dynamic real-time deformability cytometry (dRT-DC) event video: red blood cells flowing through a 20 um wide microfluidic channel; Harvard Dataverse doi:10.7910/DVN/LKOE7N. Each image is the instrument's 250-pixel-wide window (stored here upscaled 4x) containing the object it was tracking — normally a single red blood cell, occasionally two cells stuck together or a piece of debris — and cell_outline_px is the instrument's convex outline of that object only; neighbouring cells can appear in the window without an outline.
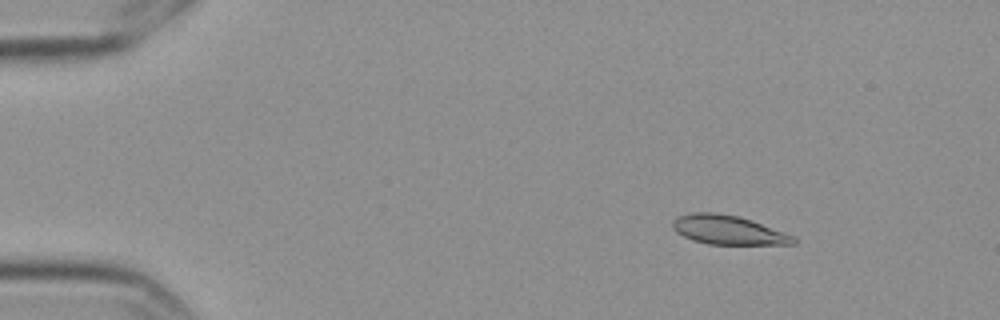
{"species": "Egyptian fruit bat (a non-hibernating species)", "species_latin": "Rousettus aegyptiacus", "temperature_condition": "cold", "stored_images_in_passage": 4, "camera_frame_rate_fps": 3000, "um_per_image_px": 0.085, "frame": {"image": 1, "passage_image": 2, "time_ms": 0.333, "image_size_px": [1000, 320], "cell_outline_px": [[796, 244], [708, 244], [692, 240], [676, 232], [672, 228], [672, 220], [676, 216], [692, 212], [712, 212], [736, 216], [752, 220], [796, 236]], "centroid_in_image_um": [61.87, 19.54], "position_along_channel_um": 23.1, "area_um2": 20.58}}